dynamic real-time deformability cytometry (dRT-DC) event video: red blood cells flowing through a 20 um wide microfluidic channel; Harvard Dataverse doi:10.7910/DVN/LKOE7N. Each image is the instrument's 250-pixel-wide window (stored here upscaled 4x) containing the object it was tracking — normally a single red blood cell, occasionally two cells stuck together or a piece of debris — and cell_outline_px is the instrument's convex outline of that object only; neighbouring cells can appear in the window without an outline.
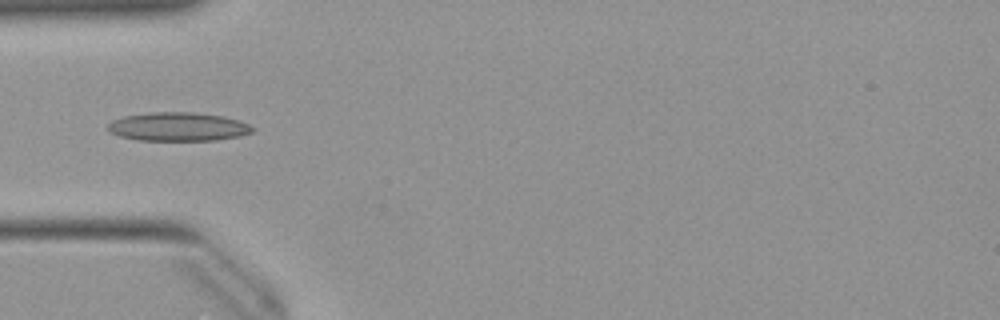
{"species": "Egyptian fruit bat (a non-hibernating species)", "species_latin": "Rousettus aegyptiacus", "temperature_condition": "warm", "stored_images_in_passage": 36, "camera_frame_rate_fps": 3000, "um_per_image_px": 0.085, "animal": {"sex": "female"}, "frame": {"image": 1, "passage_image": 1, "time_ms": 0.0, "image_size_px": [1000, 320], "cell_outline_px": [[256, 128], [252, 132], [240, 136], [216, 140], [140, 140], [120, 136], [108, 132], [108, 124], [112, 120], [124, 116], [152, 112], [192, 112], [224, 116], [240, 120]], "centroid_in_image_um": [15.16, 10.76], "position_along_channel_um": 69.8, "area_um2": 24.22}}
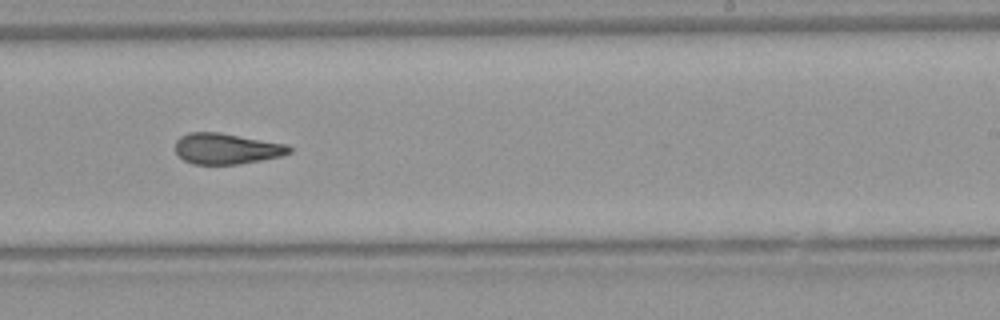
{"frame": {"image": 2, "passage_image": 16, "time_ms": 5.0, "image_size_px": [1000, 320], "cell_outline_px": [[292, 152], [280, 156], [260, 160], [236, 164], [192, 164], [184, 160], [176, 152], [176, 140], [180, 136], [188, 132], [220, 132], [288, 144], [292, 148]], "centroid_in_image_um": [19.26, 12.62], "position_along_channel_um": 269.7, "area_um2": 20.52}}
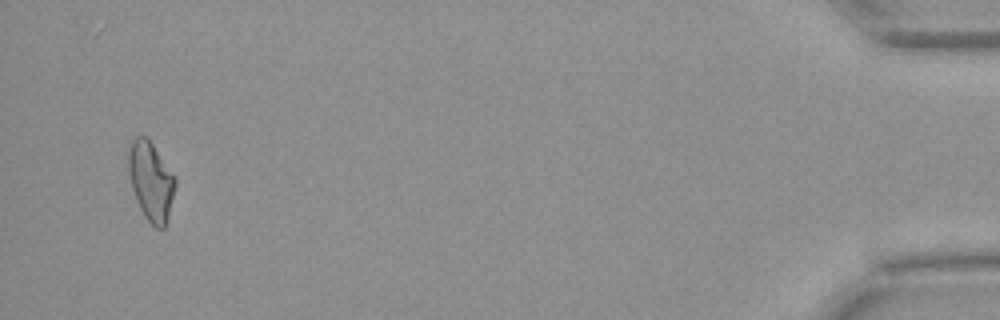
{"frame": {"image": 3, "passage_image": 34, "time_ms": 11.0, "image_size_px": [1000, 320], "cell_outline_px": [[176, 184], [168, 216], [164, 228], [156, 228], [144, 216], [136, 200], [132, 188], [128, 172], [128, 152], [132, 140], [136, 136], [148, 136], [176, 180]], "centroid_in_image_um": [12.8, 15.37], "position_along_channel_um": 422.4, "area_um2": 21.27}, "authors_computed_cell_mechanics": {"area_um2": 21.0103, "velocity_mm_per_s": 3.9958, "shape_relaxation_time_tau1_ms": null, "shape_relaxation_time_tau2_ms": 3.2848, "deformation_change_tau1": null, "deformation_change_tau2": 0.123}}